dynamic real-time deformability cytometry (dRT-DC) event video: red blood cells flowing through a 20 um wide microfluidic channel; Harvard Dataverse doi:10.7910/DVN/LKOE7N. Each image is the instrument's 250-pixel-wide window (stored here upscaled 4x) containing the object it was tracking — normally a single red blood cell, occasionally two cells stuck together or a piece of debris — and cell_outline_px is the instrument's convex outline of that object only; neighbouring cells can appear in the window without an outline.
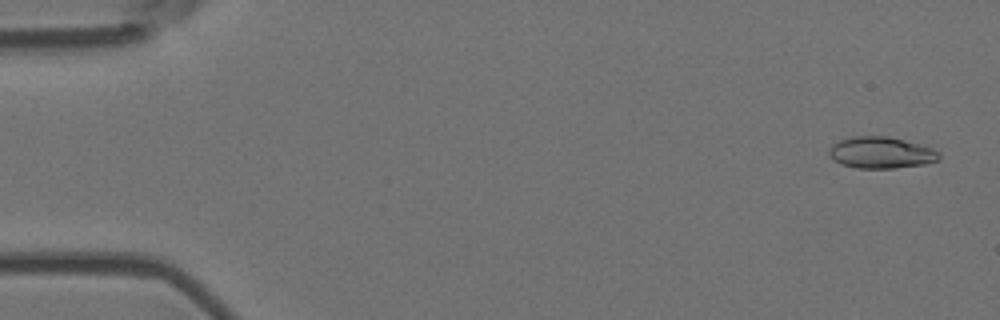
{"species": "Egyptian fruit bat (a non-hibernating species)", "species_latin": "Rousettus aegyptiacus", "temperature_condition": "room temperature", "stored_images_in_passage": 4, "camera_frame_rate_fps": 3000, "um_per_image_px": 0.085, "animal": {"sex": "female"}, "frame": {"image": 1, "passage_image": 1, "time_ms": 0.0, "image_size_px": [1000, 320], "cell_outline_px": [[940, 156], [936, 160], [924, 164], [892, 168], [856, 168], [840, 164], [828, 152], [828, 148], [832, 144], [840, 140], [852, 136], [888, 136], [904, 140], [932, 148]], "centroid_in_image_um": [74.84, 12.97], "position_along_channel_um": 10.2, "area_um2": 19.94}}